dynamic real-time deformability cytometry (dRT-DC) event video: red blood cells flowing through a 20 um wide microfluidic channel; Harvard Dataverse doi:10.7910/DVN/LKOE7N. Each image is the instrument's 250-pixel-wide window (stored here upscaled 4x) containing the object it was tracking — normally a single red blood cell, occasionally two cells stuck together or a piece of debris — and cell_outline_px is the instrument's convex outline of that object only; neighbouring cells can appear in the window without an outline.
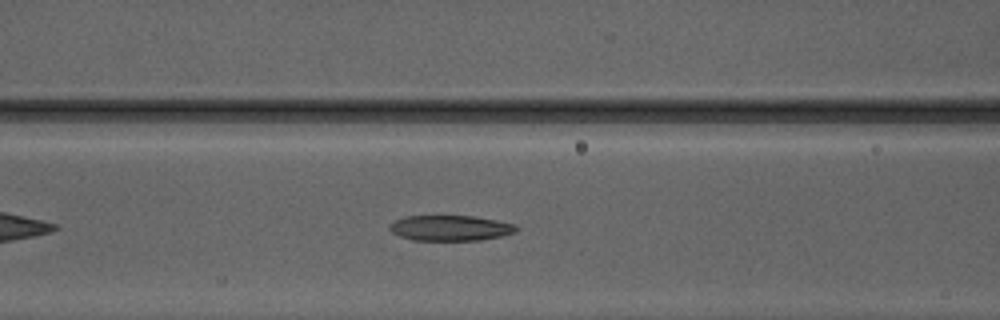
{"species": "Egyptian fruit bat (a non-hibernating species)", "species_latin": "Rousettus aegyptiacus", "temperature_condition": "warm", "stored_images_in_passage": 32, "camera_frame_rate_fps": 3000, "um_per_image_px": 0.085, "animal": {"sex": "male"}, "frame": {"image": 1, "passage_image": 9, "time_ms": 2.667, "image_size_px": [1000, 320], "cell_outline_px": [[520, 228], [516, 232], [500, 236], [480, 240], [412, 240], [400, 236], [392, 232], [388, 228], [388, 224], [404, 216], [472, 216], [496, 220], [512, 224]], "centroid_in_image_um": [38.25, 19.38], "position_along_channel_um": 128.4, "area_um2": 18.73}}
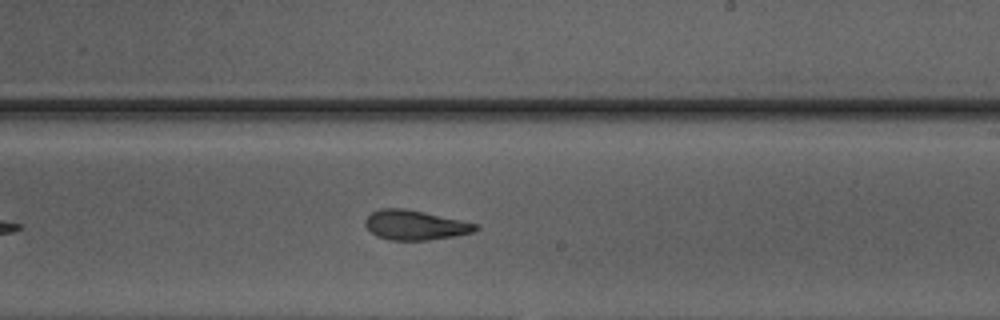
{"frame": {"image": 2, "passage_image": 18, "time_ms": 5.667, "image_size_px": [1000, 320], "cell_outline_px": [[480, 228], [472, 232], [456, 236], [428, 240], [392, 240], [376, 236], [364, 224], [364, 220], [372, 212], [380, 208], [404, 208], [424, 212], [460, 220], [476, 224]], "centroid_in_image_um": [35.26, 19.13], "position_along_channel_um": 253.7, "area_um2": 18.96}}
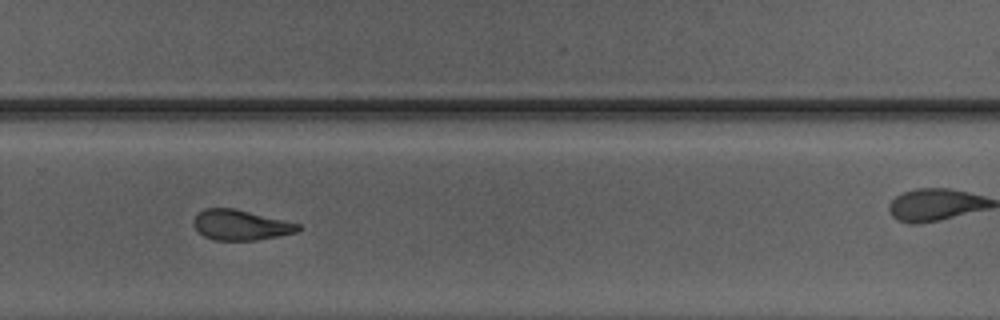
{"frame": {"image": 3, "passage_image": 22, "time_ms": 7.0, "image_size_px": [1000, 320], "cell_outline_px": [[304, 228], [296, 232], [256, 240], [212, 240], [204, 236], [192, 224], [192, 220], [196, 212], [204, 208], [232, 208], [284, 220], [300, 224]], "centroid_in_image_um": [20.41, 19.12], "position_along_channel_um": 309.4, "area_um2": 18.44}}